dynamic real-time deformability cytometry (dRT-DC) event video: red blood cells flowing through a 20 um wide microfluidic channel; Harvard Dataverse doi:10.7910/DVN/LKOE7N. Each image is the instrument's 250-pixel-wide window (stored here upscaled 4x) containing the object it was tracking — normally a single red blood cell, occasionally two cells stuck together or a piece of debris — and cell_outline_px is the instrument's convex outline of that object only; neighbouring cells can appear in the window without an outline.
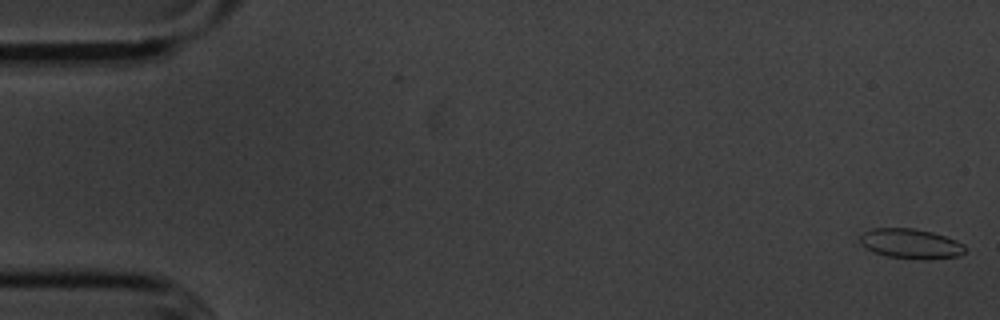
{"species": "common noctule bat (a hibernating species)", "species_latin": "Nyctalus noctula", "temperature_condition": "cold", "stored_images_in_passage": 56, "camera_frame_rate_fps": 3000, "um_per_image_px": 0.085, "animal": {"sex": "male", "body_mass_g": 20.1, "forearm_length_mm": 53.5}, "frame": {"image": 1, "passage_image": 1, "time_ms": 0.0, "image_size_px": [1000, 320], "cell_outline_px": [[964, 252], [960, 256], [924, 260], [916, 260], [888, 256], [872, 252], [860, 244], [860, 236], [864, 232], [872, 228], [912, 228], [932, 232], [956, 240], [964, 244]], "centroid_in_image_um": [77.4, 20.72], "position_along_channel_um": 7.6, "area_um2": 18.44}}
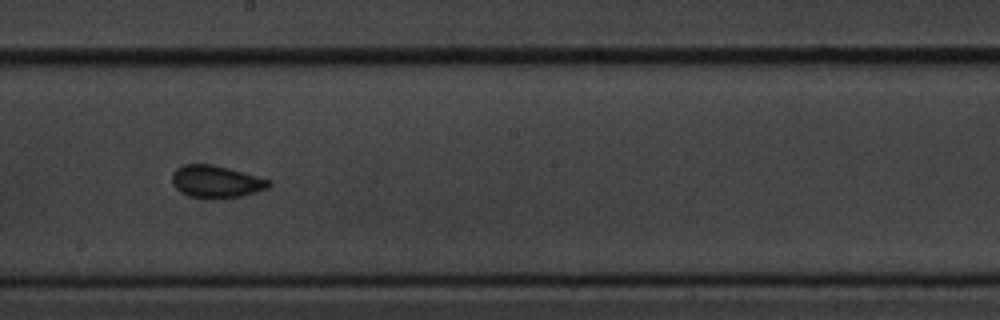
{"frame": {"image": 2, "passage_image": 31, "time_ms": 10.0, "image_size_px": [1000, 320], "cell_outline_px": [[272, 184], [268, 188], [256, 192], [240, 196], [192, 196], [180, 192], [172, 184], [172, 172], [176, 168], [184, 164], [212, 164], [228, 168], [272, 180]], "centroid_in_image_um": [18.38, 15.39], "position_along_channel_um": 229.8, "area_um2": 17.74}}
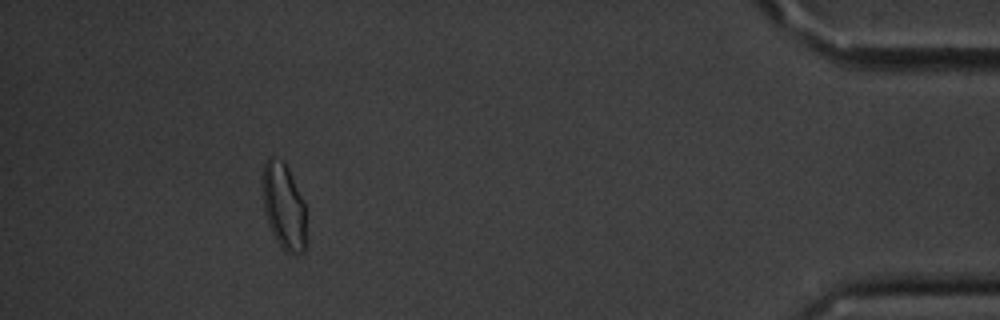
{"frame": {"image": 3, "passage_image": 51, "time_ms": 16.667, "image_size_px": [1000, 320], "cell_outline_px": [[308, 244], [304, 252], [296, 256], [284, 252], [276, 240], [272, 232], [264, 208], [260, 184], [264, 160], [268, 156], [272, 156], [284, 164], [288, 168], [304, 200]], "centroid_in_image_um": [24.14, 17.58], "position_along_channel_um": 411.1, "area_um2": 22.89}, "authors_computed_cell_mechanics": {"area_um2": 17.7446, "velocity_mm_per_s": 3.5795, "shape_relaxation_time_tau1_ms": 4.2842, "shape_relaxation_time_tau2_ms": 1.4868, "deformation_change_tau1": 0.0847, "deformation_change_tau2": 0.0651}}